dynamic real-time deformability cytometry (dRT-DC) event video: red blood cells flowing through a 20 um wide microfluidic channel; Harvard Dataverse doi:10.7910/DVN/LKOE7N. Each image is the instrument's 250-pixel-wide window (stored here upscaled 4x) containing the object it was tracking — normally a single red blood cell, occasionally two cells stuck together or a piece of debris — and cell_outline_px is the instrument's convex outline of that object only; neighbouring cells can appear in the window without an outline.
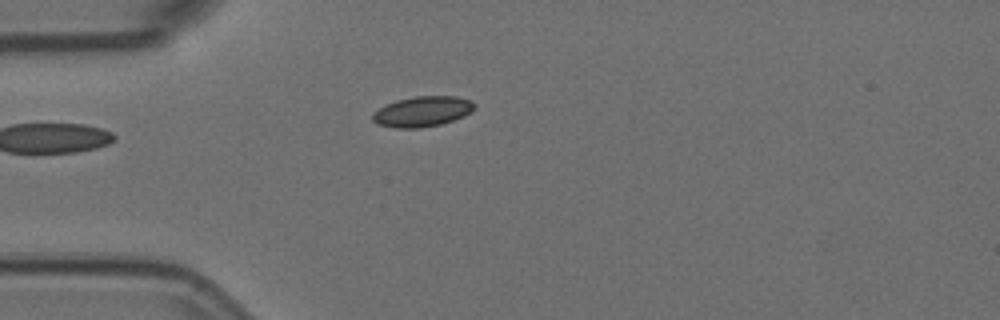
{"species": "Egyptian fruit bat (a non-hibernating species)", "species_latin": "Rousettus aegyptiacus", "temperature_condition": "room temperature", "stored_images_in_passage": 5, "camera_frame_rate_fps": 3000, "um_per_image_px": 0.085, "animal": {"sex": "female"}, "frame": {"image": 1, "passage_image": 4, "time_ms": 1.0, "image_size_px": [1000, 320], "cell_outline_px": [[476, 108], [472, 112], [464, 116], [440, 124], [420, 128], [396, 128], [376, 124], [372, 120], [372, 112], [396, 100], [416, 96], [456, 96], [472, 100], [476, 104]], "centroid_in_image_um": [35.93, 9.47], "position_along_channel_um": 49.1, "area_um2": 18.15}}